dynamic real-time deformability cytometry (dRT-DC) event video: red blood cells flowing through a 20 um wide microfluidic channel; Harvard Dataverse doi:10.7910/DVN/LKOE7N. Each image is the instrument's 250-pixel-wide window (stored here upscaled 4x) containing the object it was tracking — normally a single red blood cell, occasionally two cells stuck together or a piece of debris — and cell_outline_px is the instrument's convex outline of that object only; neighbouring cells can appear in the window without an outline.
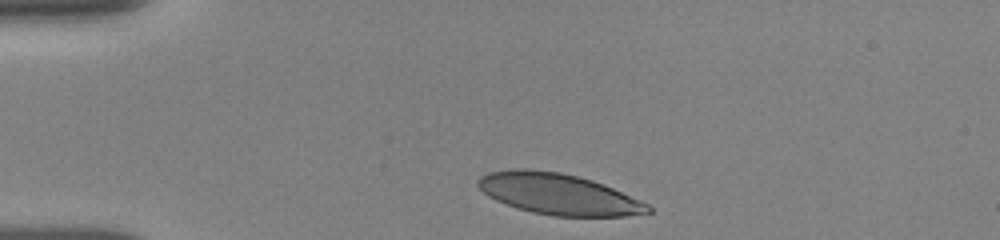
{"species": "human", "species_latin": "Homo sapiens", "temperature_condition": "room temperature", "stored_images_in_passage": 2, "camera_frame_rate_fps": 3000, "um_per_image_px": 0.085, "donor": {"sex": "female"}, "frame": {"image": 1, "passage_image": 1, "time_ms": 0.0, "image_size_px": [1000, 240], "cell_outline_px": [[652, 212], [624, 216], [552, 216], [532, 212], [516, 208], [496, 200], [488, 196], [476, 184], [476, 180], [480, 176], [488, 172], [512, 168], [524, 168], [560, 172], [592, 180], [604, 184], [640, 200], [648, 204], [652, 208]], "centroid_in_image_um": [47.43, 16.49], "position_along_channel_um": 37.6, "area_um2": 40.75}}